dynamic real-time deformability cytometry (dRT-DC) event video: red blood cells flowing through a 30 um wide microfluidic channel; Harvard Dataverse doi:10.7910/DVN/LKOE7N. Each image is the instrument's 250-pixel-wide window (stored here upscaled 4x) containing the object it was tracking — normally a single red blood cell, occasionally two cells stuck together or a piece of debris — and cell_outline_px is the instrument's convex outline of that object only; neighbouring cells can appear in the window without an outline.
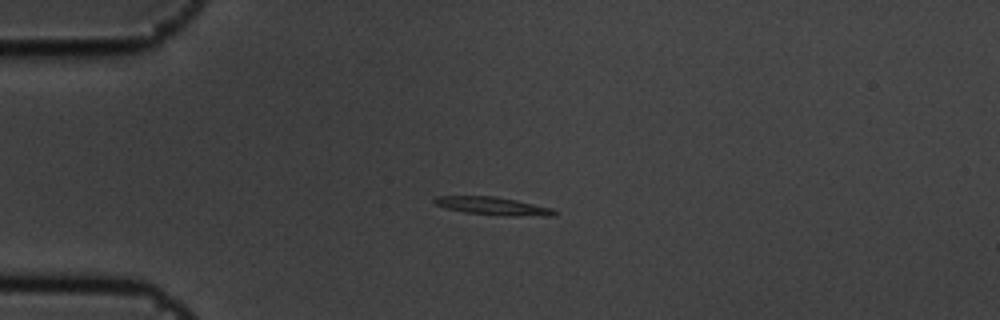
{"species": "common noctule bat (a hibernating species)", "species_latin": "Nyctalus noctula", "temperature_condition": "cold", "stored_images_in_passage": 9, "camera_frame_rate_fps": 3000, "um_per_image_px": 0.085, "animal": {"sex": "male", "body_mass_g": 19.5, "forearm_length_mm": 54.6}, "frame": {"image": 1, "passage_image": 3, "time_ms": 0.667, "image_size_px": [1000, 320], "cell_outline_px": [[556, 216], [508, 216], [464, 212], [444, 208], [436, 204], [432, 200], [436, 196], [496, 196], [516, 200], [552, 208], [556, 212]], "centroid_in_image_um": [41.9, 17.51], "position_along_channel_um": 43.1, "area_um2": 12.6}}
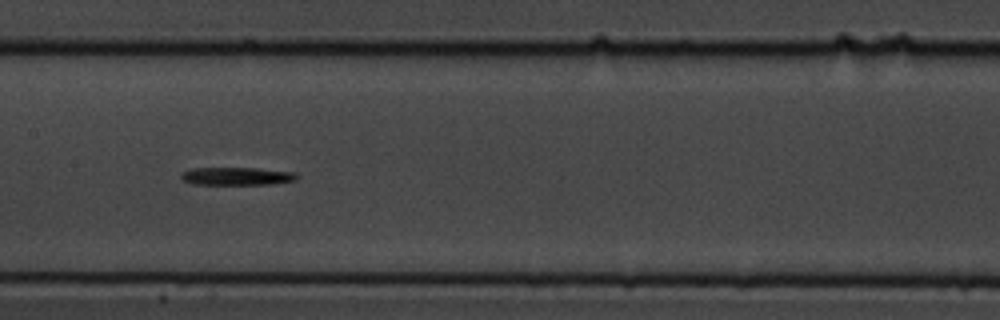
{"frame": {"image": 2, "passage_image": 7, "time_ms": 2.0, "image_size_px": [1000, 320], "cell_outline_px": [[300, 176], [296, 180], [276, 184], [196, 184], [180, 180], [180, 172], [192, 168], [256, 168], [292, 172]], "centroid_in_image_um": [20.1, 14.97], "position_along_channel_um": 187.3, "area_um2": 12.14}}
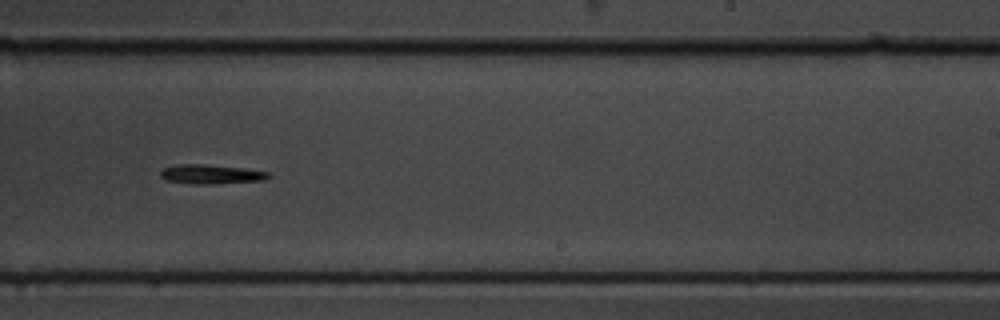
{"frame": {"image": 3, "passage_image": 9, "time_ms": 2.667, "image_size_px": [1000, 320], "cell_outline_px": [[272, 176], [264, 180], [204, 184], [192, 184], [164, 180], [160, 176], [160, 172], [164, 168], [176, 164], [200, 164], [244, 168], [268, 172]], "centroid_in_image_um": [17.9, 14.81], "position_along_channel_um": 271.1, "area_um2": 12.08}}